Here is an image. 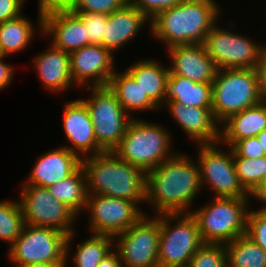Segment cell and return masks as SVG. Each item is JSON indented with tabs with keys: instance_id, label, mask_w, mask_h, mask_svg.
Masks as SVG:
<instances>
[{
	"instance_id": "cell-1",
	"label": "cell",
	"mask_w": 266,
	"mask_h": 267,
	"mask_svg": "<svg viewBox=\"0 0 266 267\" xmlns=\"http://www.w3.org/2000/svg\"><path fill=\"white\" fill-rule=\"evenodd\" d=\"M177 152L146 172L145 202L152 205L156 215L190 213L191 204L202 190L197 160Z\"/></svg>"
},
{
	"instance_id": "cell-2",
	"label": "cell",
	"mask_w": 266,
	"mask_h": 267,
	"mask_svg": "<svg viewBox=\"0 0 266 267\" xmlns=\"http://www.w3.org/2000/svg\"><path fill=\"white\" fill-rule=\"evenodd\" d=\"M220 12L215 0H181L150 20V31L166 49L174 45L202 44L218 23Z\"/></svg>"
},
{
	"instance_id": "cell-3",
	"label": "cell",
	"mask_w": 266,
	"mask_h": 267,
	"mask_svg": "<svg viewBox=\"0 0 266 267\" xmlns=\"http://www.w3.org/2000/svg\"><path fill=\"white\" fill-rule=\"evenodd\" d=\"M87 192L135 201L146 199V172L120 159L113 151L82 159Z\"/></svg>"
},
{
	"instance_id": "cell-4",
	"label": "cell",
	"mask_w": 266,
	"mask_h": 267,
	"mask_svg": "<svg viewBox=\"0 0 266 267\" xmlns=\"http://www.w3.org/2000/svg\"><path fill=\"white\" fill-rule=\"evenodd\" d=\"M164 126L132 118L113 152L122 160L148 172L172 157V136Z\"/></svg>"
},
{
	"instance_id": "cell-5",
	"label": "cell",
	"mask_w": 266,
	"mask_h": 267,
	"mask_svg": "<svg viewBox=\"0 0 266 267\" xmlns=\"http://www.w3.org/2000/svg\"><path fill=\"white\" fill-rule=\"evenodd\" d=\"M258 69L218 70L212 83V111L221 125L230 116L265 99Z\"/></svg>"
},
{
	"instance_id": "cell-6",
	"label": "cell",
	"mask_w": 266,
	"mask_h": 267,
	"mask_svg": "<svg viewBox=\"0 0 266 267\" xmlns=\"http://www.w3.org/2000/svg\"><path fill=\"white\" fill-rule=\"evenodd\" d=\"M196 210L190 211L196 219L205 243L227 244L246 235L247 215L251 198L214 197ZM250 206V207H249Z\"/></svg>"
},
{
	"instance_id": "cell-7",
	"label": "cell",
	"mask_w": 266,
	"mask_h": 267,
	"mask_svg": "<svg viewBox=\"0 0 266 267\" xmlns=\"http://www.w3.org/2000/svg\"><path fill=\"white\" fill-rule=\"evenodd\" d=\"M72 234L43 226L25 224L21 235L9 246L8 257L14 265L30 263H67Z\"/></svg>"
},
{
	"instance_id": "cell-8",
	"label": "cell",
	"mask_w": 266,
	"mask_h": 267,
	"mask_svg": "<svg viewBox=\"0 0 266 267\" xmlns=\"http://www.w3.org/2000/svg\"><path fill=\"white\" fill-rule=\"evenodd\" d=\"M204 243L191 213L161 214L159 267H188Z\"/></svg>"
},
{
	"instance_id": "cell-9",
	"label": "cell",
	"mask_w": 266,
	"mask_h": 267,
	"mask_svg": "<svg viewBox=\"0 0 266 267\" xmlns=\"http://www.w3.org/2000/svg\"><path fill=\"white\" fill-rule=\"evenodd\" d=\"M91 98L81 100L88 108L93 122L97 143L105 151H113L121 142L130 117L118 102L115 93L108 86L87 87Z\"/></svg>"
},
{
	"instance_id": "cell-10",
	"label": "cell",
	"mask_w": 266,
	"mask_h": 267,
	"mask_svg": "<svg viewBox=\"0 0 266 267\" xmlns=\"http://www.w3.org/2000/svg\"><path fill=\"white\" fill-rule=\"evenodd\" d=\"M144 214L123 233L113 237L114 250L123 267H159L158 248L161 232V214Z\"/></svg>"
},
{
	"instance_id": "cell-11",
	"label": "cell",
	"mask_w": 266,
	"mask_h": 267,
	"mask_svg": "<svg viewBox=\"0 0 266 267\" xmlns=\"http://www.w3.org/2000/svg\"><path fill=\"white\" fill-rule=\"evenodd\" d=\"M224 28L216 23L202 43L218 70L258 69L264 44Z\"/></svg>"
},
{
	"instance_id": "cell-12",
	"label": "cell",
	"mask_w": 266,
	"mask_h": 267,
	"mask_svg": "<svg viewBox=\"0 0 266 267\" xmlns=\"http://www.w3.org/2000/svg\"><path fill=\"white\" fill-rule=\"evenodd\" d=\"M219 144L220 142L197 145L199 156L196 160L200 168L202 189L209 185L214 197L250 198L236 174L231 147L227 146L226 152L217 147Z\"/></svg>"
},
{
	"instance_id": "cell-13",
	"label": "cell",
	"mask_w": 266,
	"mask_h": 267,
	"mask_svg": "<svg viewBox=\"0 0 266 267\" xmlns=\"http://www.w3.org/2000/svg\"><path fill=\"white\" fill-rule=\"evenodd\" d=\"M19 191V204L25 224L52 227L66 234H72V228L78 216L65 204L56 200L45 187L23 185Z\"/></svg>"
},
{
	"instance_id": "cell-14",
	"label": "cell",
	"mask_w": 266,
	"mask_h": 267,
	"mask_svg": "<svg viewBox=\"0 0 266 267\" xmlns=\"http://www.w3.org/2000/svg\"><path fill=\"white\" fill-rule=\"evenodd\" d=\"M86 210L90 219V234L112 237L126 231L146 213L141 211L135 201L103 194L88 195Z\"/></svg>"
},
{
	"instance_id": "cell-15",
	"label": "cell",
	"mask_w": 266,
	"mask_h": 267,
	"mask_svg": "<svg viewBox=\"0 0 266 267\" xmlns=\"http://www.w3.org/2000/svg\"><path fill=\"white\" fill-rule=\"evenodd\" d=\"M113 55L109 49L94 44L70 52V70L75 86H108L116 71Z\"/></svg>"
},
{
	"instance_id": "cell-16",
	"label": "cell",
	"mask_w": 266,
	"mask_h": 267,
	"mask_svg": "<svg viewBox=\"0 0 266 267\" xmlns=\"http://www.w3.org/2000/svg\"><path fill=\"white\" fill-rule=\"evenodd\" d=\"M62 122L65 137L71 144V146L62 147L70 150L81 160L106 152L97 143L88 108L80 98L70 100L65 104Z\"/></svg>"
},
{
	"instance_id": "cell-17",
	"label": "cell",
	"mask_w": 266,
	"mask_h": 267,
	"mask_svg": "<svg viewBox=\"0 0 266 267\" xmlns=\"http://www.w3.org/2000/svg\"><path fill=\"white\" fill-rule=\"evenodd\" d=\"M171 65L169 72L193 82H213L218 68L206 53L203 44L174 45L167 49Z\"/></svg>"
},
{
	"instance_id": "cell-18",
	"label": "cell",
	"mask_w": 266,
	"mask_h": 267,
	"mask_svg": "<svg viewBox=\"0 0 266 267\" xmlns=\"http://www.w3.org/2000/svg\"><path fill=\"white\" fill-rule=\"evenodd\" d=\"M170 115L176 120L185 135L196 144H212L220 141L219 123L212 108L185 106L183 103L169 101L165 104Z\"/></svg>"
},
{
	"instance_id": "cell-19",
	"label": "cell",
	"mask_w": 266,
	"mask_h": 267,
	"mask_svg": "<svg viewBox=\"0 0 266 267\" xmlns=\"http://www.w3.org/2000/svg\"><path fill=\"white\" fill-rule=\"evenodd\" d=\"M42 36L50 37V43L67 53L89 45L82 19L71 10H56L43 14Z\"/></svg>"
},
{
	"instance_id": "cell-20",
	"label": "cell",
	"mask_w": 266,
	"mask_h": 267,
	"mask_svg": "<svg viewBox=\"0 0 266 267\" xmlns=\"http://www.w3.org/2000/svg\"><path fill=\"white\" fill-rule=\"evenodd\" d=\"M82 164L81 158L65 147L47 151L36 161L23 185L48 188L72 174Z\"/></svg>"
},
{
	"instance_id": "cell-21",
	"label": "cell",
	"mask_w": 266,
	"mask_h": 267,
	"mask_svg": "<svg viewBox=\"0 0 266 267\" xmlns=\"http://www.w3.org/2000/svg\"><path fill=\"white\" fill-rule=\"evenodd\" d=\"M50 46L48 50L38 53L32 63L46 90L64 92L75 85L71 76L70 56L52 43Z\"/></svg>"
},
{
	"instance_id": "cell-22",
	"label": "cell",
	"mask_w": 266,
	"mask_h": 267,
	"mask_svg": "<svg viewBox=\"0 0 266 267\" xmlns=\"http://www.w3.org/2000/svg\"><path fill=\"white\" fill-rule=\"evenodd\" d=\"M150 20L131 3L108 15L103 47L112 53L130 43Z\"/></svg>"
},
{
	"instance_id": "cell-23",
	"label": "cell",
	"mask_w": 266,
	"mask_h": 267,
	"mask_svg": "<svg viewBox=\"0 0 266 267\" xmlns=\"http://www.w3.org/2000/svg\"><path fill=\"white\" fill-rule=\"evenodd\" d=\"M220 128L219 142L228 147H232L237 141L257 136L266 128V98L259 104L230 116Z\"/></svg>"
},
{
	"instance_id": "cell-24",
	"label": "cell",
	"mask_w": 266,
	"mask_h": 267,
	"mask_svg": "<svg viewBox=\"0 0 266 267\" xmlns=\"http://www.w3.org/2000/svg\"><path fill=\"white\" fill-rule=\"evenodd\" d=\"M212 83L193 82L169 72L165 84L164 105L169 101H176L185 106L212 108Z\"/></svg>"
},
{
	"instance_id": "cell-25",
	"label": "cell",
	"mask_w": 266,
	"mask_h": 267,
	"mask_svg": "<svg viewBox=\"0 0 266 267\" xmlns=\"http://www.w3.org/2000/svg\"><path fill=\"white\" fill-rule=\"evenodd\" d=\"M140 85L143 92L160 109L164 105L165 84L169 67L154 59L136 61L125 69Z\"/></svg>"
},
{
	"instance_id": "cell-26",
	"label": "cell",
	"mask_w": 266,
	"mask_h": 267,
	"mask_svg": "<svg viewBox=\"0 0 266 267\" xmlns=\"http://www.w3.org/2000/svg\"><path fill=\"white\" fill-rule=\"evenodd\" d=\"M108 87L115 93L118 102L131 117V113L158 110V107L143 92L137 81L126 71H115Z\"/></svg>"
},
{
	"instance_id": "cell-27",
	"label": "cell",
	"mask_w": 266,
	"mask_h": 267,
	"mask_svg": "<svg viewBox=\"0 0 266 267\" xmlns=\"http://www.w3.org/2000/svg\"><path fill=\"white\" fill-rule=\"evenodd\" d=\"M51 195L77 216L84 213L87 203V180L82 164L68 177L48 187Z\"/></svg>"
},
{
	"instance_id": "cell-28",
	"label": "cell",
	"mask_w": 266,
	"mask_h": 267,
	"mask_svg": "<svg viewBox=\"0 0 266 267\" xmlns=\"http://www.w3.org/2000/svg\"><path fill=\"white\" fill-rule=\"evenodd\" d=\"M28 17L22 14L12 20L0 23V51L4 56L24 51L34 39L37 29Z\"/></svg>"
},
{
	"instance_id": "cell-29",
	"label": "cell",
	"mask_w": 266,
	"mask_h": 267,
	"mask_svg": "<svg viewBox=\"0 0 266 267\" xmlns=\"http://www.w3.org/2000/svg\"><path fill=\"white\" fill-rule=\"evenodd\" d=\"M227 267H266V252L243 235L225 244Z\"/></svg>"
},
{
	"instance_id": "cell-30",
	"label": "cell",
	"mask_w": 266,
	"mask_h": 267,
	"mask_svg": "<svg viewBox=\"0 0 266 267\" xmlns=\"http://www.w3.org/2000/svg\"><path fill=\"white\" fill-rule=\"evenodd\" d=\"M112 236L92 234L75 248L74 267H97L114 250Z\"/></svg>"
},
{
	"instance_id": "cell-31",
	"label": "cell",
	"mask_w": 266,
	"mask_h": 267,
	"mask_svg": "<svg viewBox=\"0 0 266 267\" xmlns=\"http://www.w3.org/2000/svg\"><path fill=\"white\" fill-rule=\"evenodd\" d=\"M25 225L19 201H0V240L12 244Z\"/></svg>"
},
{
	"instance_id": "cell-32",
	"label": "cell",
	"mask_w": 266,
	"mask_h": 267,
	"mask_svg": "<svg viewBox=\"0 0 266 267\" xmlns=\"http://www.w3.org/2000/svg\"><path fill=\"white\" fill-rule=\"evenodd\" d=\"M233 161L239 182L250 194L266 177V156L257 159L233 156Z\"/></svg>"
},
{
	"instance_id": "cell-33",
	"label": "cell",
	"mask_w": 266,
	"mask_h": 267,
	"mask_svg": "<svg viewBox=\"0 0 266 267\" xmlns=\"http://www.w3.org/2000/svg\"><path fill=\"white\" fill-rule=\"evenodd\" d=\"M188 267H227L225 244L204 243L194 253Z\"/></svg>"
},
{
	"instance_id": "cell-34",
	"label": "cell",
	"mask_w": 266,
	"mask_h": 267,
	"mask_svg": "<svg viewBox=\"0 0 266 267\" xmlns=\"http://www.w3.org/2000/svg\"><path fill=\"white\" fill-rule=\"evenodd\" d=\"M128 0H77L70 9L74 13L111 14L122 8Z\"/></svg>"
},
{
	"instance_id": "cell-35",
	"label": "cell",
	"mask_w": 266,
	"mask_h": 267,
	"mask_svg": "<svg viewBox=\"0 0 266 267\" xmlns=\"http://www.w3.org/2000/svg\"><path fill=\"white\" fill-rule=\"evenodd\" d=\"M83 21L87 35L89 37V45H102L103 35L106 28L108 15L98 13H75Z\"/></svg>"
},
{
	"instance_id": "cell-36",
	"label": "cell",
	"mask_w": 266,
	"mask_h": 267,
	"mask_svg": "<svg viewBox=\"0 0 266 267\" xmlns=\"http://www.w3.org/2000/svg\"><path fill=\"white\" fill-rule=\"evenodd\" d=\"M246 236L266 252V212L249 210L247 215Z\"/></svg>"
},
{
	"instance_id": "cell-37",
	"label": "cell",
	"mask_w": 266,
	"mask_h": 267,
	"mask_svg": "<svg viewBox=\"0 0 266 267\" xmlns=\"http://www.w3.org/2000/svg\"><path fill=\"white\" fill-rule=\"evenodd\" d=\"M181 0H128L149 20H152L159 12L170 9L179 4Z\"/></svg>"
},
{
	"instance_id": "cell-38",
	"label": "cell",
	"mask_w": 266,
	"mask_h": 267,
	"mask_svg": "<svg viewBox=\"0 0 266 267\" xmlns=\"http://www.w3.org/2000/svg\"><path fill=\"white\" fill-rule=\"evenodd\" d=\"M232 156L257 159L266 156L256 136L237 141L232 147Z\"/></svg>"
},
{
	"instance_id": "cell-39",
	"label": "cell",
	"mask_w": 266,
	"mask_h": 267,
	"mask_svg": "<svg viewBox=\"0 0 266 267\" xmlns=\"http://www.w3.org/2000/svg\"><path fill=\"white\" fill-rule=\"evenodd\" d=\"M23 4L18 0H0V23L19 17Z\"/></svg>"
},
{
	"instance_id": "cell-40",
	"label": "cell",
	"mask_w": 266,
	"mask_h": 267,
	"mask_svg": "<svg viewBox=\"0 0 266 267\" xmlns=\"http://www.w3.org/2000/svg\"><path fill=\"white\" fill-rule=\"evenodd\" d=\"M77 0H41V13L56 10H70Z\"/></svg>"
},
{
	"instance_id": "cell-41",
	"label": "cell",
	"mask_w": 266,
	"mask_h": 267,
	"mask_svg": "<svg viewBox=\"0 0 266 267\" xmlns=\"http://www.w3.org/2000/svg\"><path fill=\"white\" fill-rule=\"evenodd\" d=\"M4 57L6 58L7 56H0V91L8 87L14 78L13 68L3 61L5 59Z\"/></svg>"
},
{
	"instance_id": "cell-42",
	"label": "cell",
	"mask_w": 266,
	"mask_h": 267,
	"mask_svg": "<svg viewBox=\"0 0 266 267\" xmlns=\"http://www.w3.org/2000/svg\"><path fill=\"white\" fill-rule=\"evenodd\" d=\"M252 199L256 198L259 202H263L264 207L258 209L259 211L266 212V177L256 186V188L249 194Z\"/></svg>"
},
{
	"instance_id": "cell-43",
	"label": "cell",
	"mask_w": 266,
	"mask_h": 267,
	"mask_svg": "<svg viewBox=\"0 0 266 267\" xmlns=\"http://www.w3.org/2000/svg\"><path fill=\"white\" fill-rule=\"evenodd\" d=\"M258 72H259L262 91L266 97V44H264L262 48L258 66Z\"/></svg>"
},
{
	"instance_id": "cell-44",
	"label": "cell",
	"mask_w": 266,
	"mask_h": 267,
	"mask_svg": "<svg viewBox=\"0 0 266 267\" xmlns=\"http://www.w3.org/2000/svg\"><path fill=\"white\" fill-rule=\"evenodd\" d=\"M97 267H123V266L118 253L115 250H113L98 264Z\"/></svg>"
},
{
	"instance_id": "cell-45",
	"label": "cell",
	"mask_w": 266,
	"mask_h": 267,
	"mask_svg": "<svg viewBox=\"0 0 266 267\" xmlns=\"http://www.w3.org/2000/svg\"><path fill=\"white\" fill-rule=\"evenodd\" d=\"M66 263H30L24 265H15L16 267H68Z\"/></svg>"
},
{
	"instance_id": "cell-46",
	"label": "cell",
	"mask_w": 266,
	"mask_h": 267,
	"mask_svg": "<svg viewBox=\"0 0 266 267\" xmlns=\"http://www.w3.org/2000/svg\"><path fill=\"white\" fill-rule=\"evenodd\" d=\"M20 3H22L23 5H24V2L26 1V0H18ZM38 11L39 12H37L38 13V21H37V24L39 25L38 26V28L39 29H37L41 34H43V14L41 13V0H39L38 1Z\"/></svg>"
},
{
	"instance_id": "cell-47",
	"label": "cell",
	"mask_w": 266,
	"mask_h": 267,
	"mask_svg": "<svg viewBox=\"0 0 266 267\" xmlns=\"http://www.w3.org/2000/svg\"><path fill=\"white\" fill-rule=\"evenodd\" d=\"M256 137L259 140L260 145L262 146L264 153L266 155V128L263 131H261Z\"/></svg>"
}]
</instances>
